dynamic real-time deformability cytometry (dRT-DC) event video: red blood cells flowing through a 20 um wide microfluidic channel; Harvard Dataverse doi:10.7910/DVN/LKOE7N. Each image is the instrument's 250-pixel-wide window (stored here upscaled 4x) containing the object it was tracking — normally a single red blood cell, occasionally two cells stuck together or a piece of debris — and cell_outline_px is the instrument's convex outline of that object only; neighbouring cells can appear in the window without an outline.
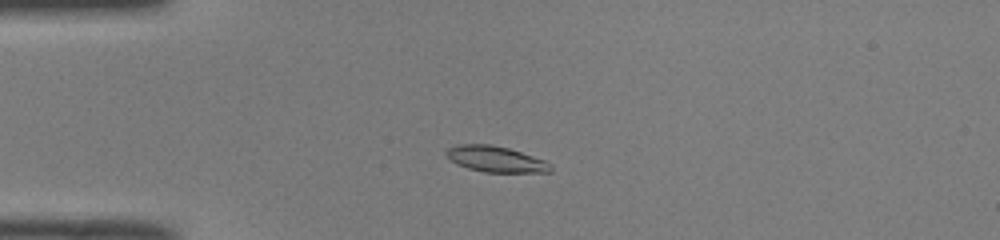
{"species": "common noctule bat (a hibernating species)", "species_latin": "Nyctalus noctula", "temperature_condition": "room temperature", "stored_images_in_passage": 50, "camera_frame_rate_fps": 3000, "um_per_image_px": 0.085, "animal": {"sex": "male", "body_mass_g": 19.0, "forearm_length_mm": 50.8}, "frame": {"image": 1, "passage_image": 12, "time_ms": 3.667, "image_size_px": [1000, 240], "cell_outline_px": [[552, 172], [484, 172], [468, 168], [456, 164], [444, 152], [448, 148], [456, 144], [488, 144], [508, 148], [544, 160], [552, 164]], "centroid_in_image_um": [42.13, 13.52], "position_along_channel_um": 42.9, "area_um2": 15.66}}
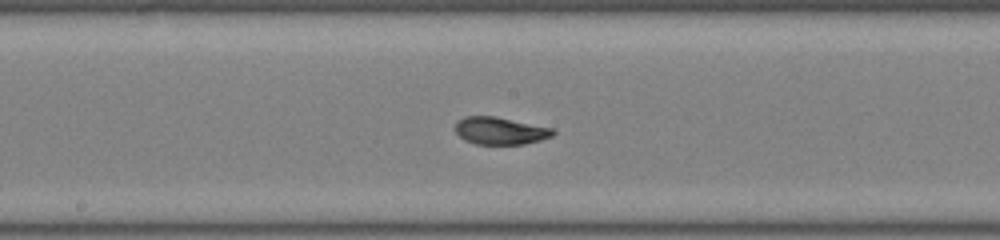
{"frame": {"image": 2, "passage_image": 26, "time_ms": 8.333, "image_size_px": [1000, 240], "cell_outline_px": [[556, 132], [552, 136], [540, 140], [524, 144], [476, 144], [464, 140], [452, 128], [456, 120], [464, 116], [496, 116], [552, 128]], "centroid_in_image_um": [42.46, 11.1], "position_along_channel_um": 205.7, "area_um2": 15.78}}
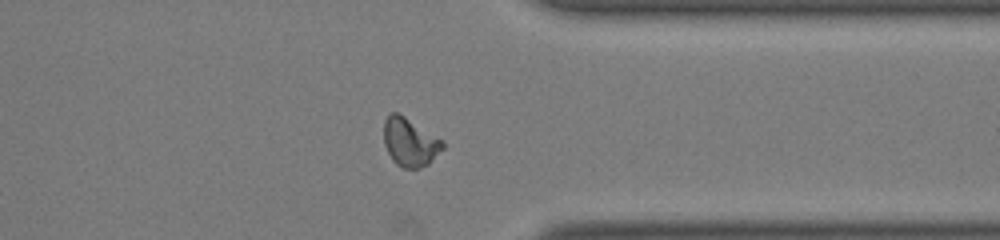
{"frame": {"image": 3, "passage_image": 39, "time_ms": 12.667, "image_size_px": [1000, 240], "cell_outline_px": [[444, 148], [428, 164], [420, 168], [404, 168], [396, 164], [392, 160], [384, 144], [384, 120], [392, 112], [396, 112], [404, 116], [444, 140]], "centroid_in_image_um": [34.85, 12.09], "position_along_channel_um": 376.5, "area_um2": 16.59}, "authors_computed_cell_mechanics": {"area_um2": 15.8372, "velocity_mm_per_s": 4.0178, "shape_relaxation_time_tau1_ms": 4.1801, "shape_relaxation_time_tau2_ms": 0.9225, "deformation_change_tau1": 0.1667, "deformation_change_tau2": 0.0638}}